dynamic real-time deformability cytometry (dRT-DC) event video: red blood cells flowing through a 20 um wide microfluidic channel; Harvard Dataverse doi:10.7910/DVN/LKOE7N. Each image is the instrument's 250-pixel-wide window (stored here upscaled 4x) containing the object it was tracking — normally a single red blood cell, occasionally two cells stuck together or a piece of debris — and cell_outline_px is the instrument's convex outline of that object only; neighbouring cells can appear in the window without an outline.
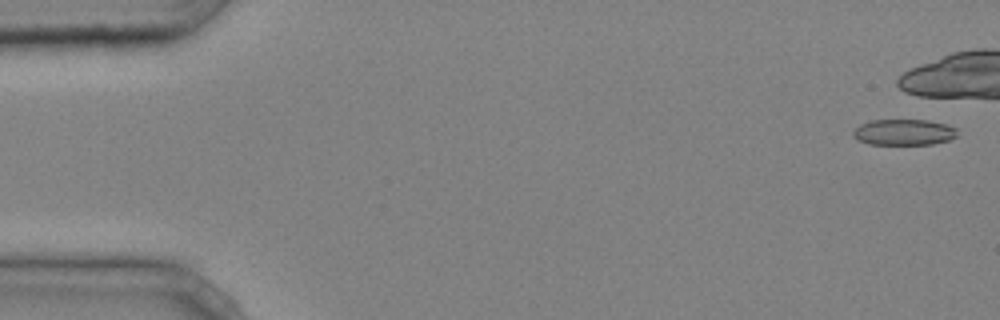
{"species": "common noctule bat (a hibernating species)", "species_latin": "Nyctalus noctula", "temperature_condition": "cold", "stored_images_in_passage": 7, "camera_frame_rate_fps": 3000, "um_per_image_px": 0.085, "animal": {"sex": "male", "body_mass_g": 20.4}, "frame": {"image": 1, "passage_image": 2, "time_ms": 0.333, "image_size_px": [1000, 320], "cell_outline_px": [[956, 136], [948, 140], [932, 144], [868, 144], [856, 140], [852, 136], [852, 132], [860, 124], [872, 120], [928, 120], [944, 124], [956, 128]], "centroid_in_image_um": [76.77, 11.24], "position_along_channel_um": 8.2, "area_um2": 15.72}}